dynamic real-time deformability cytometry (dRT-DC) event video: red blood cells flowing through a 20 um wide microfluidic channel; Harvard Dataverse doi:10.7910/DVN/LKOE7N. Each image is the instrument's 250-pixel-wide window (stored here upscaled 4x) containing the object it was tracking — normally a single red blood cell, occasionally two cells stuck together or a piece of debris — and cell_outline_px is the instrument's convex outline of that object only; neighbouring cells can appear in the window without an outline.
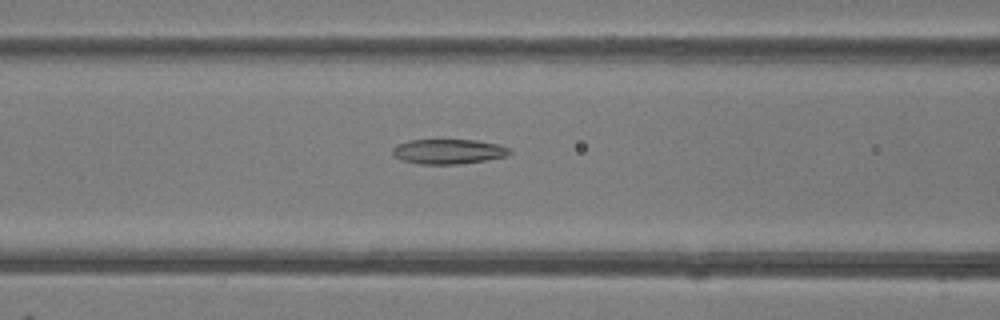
{"species": "common noctule bat (a hibernating species)", "species_latin": "Nyctalus noctula", "temperature_condition": "room temperature", "stored_images_in_passage": 35, "camera_frame_rate_fps": 3000, "um_per_image_px": 0.085, "animal": {"sex": "female"}, "frame": {"image": 1, "passage_image": 6, "time_ms": 1.667, "image_size_px": [1000, 320], "cell_outline_px": [[512, 152], [508, 156], [484, 160], [456, 164], [420, 164], [400, 160], [392, 152], [392, 148], [396, 144], [408, 140], [476, 140], [500, 144], [508, 148]], "centroid_in_image_um": [38.1, 12.87], "position_along_channel_um": 128.5, "area_um2": 16.99}}
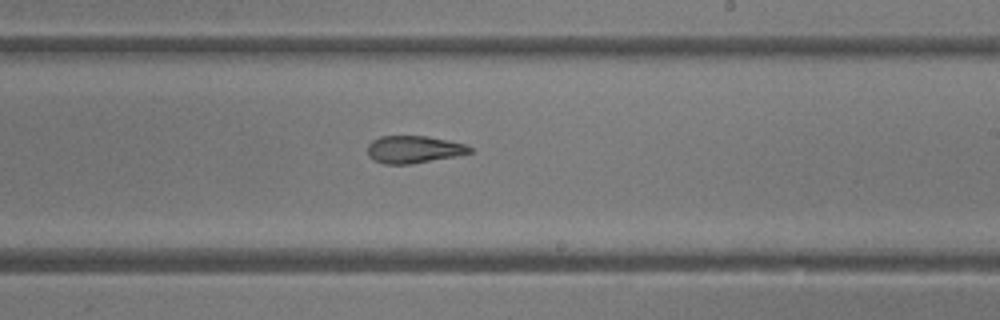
{"frame": {"image": 2, "passage_image": 15, "time_ms": 4.667, "image_size_px": [1000, 320], "cell_outline_px": [[472, 152], [456, 156], [412, 164], [384, 164], [372, 160], [368, 156], [368, 144], [372, 140], [380, 136], [428, 136], [448, 140], [464, 144], [472, 148]], "centroid_in_image_um": [35.14, 12.7], "position_along_channel_um": 253.9, "area_um2": 16.42}}
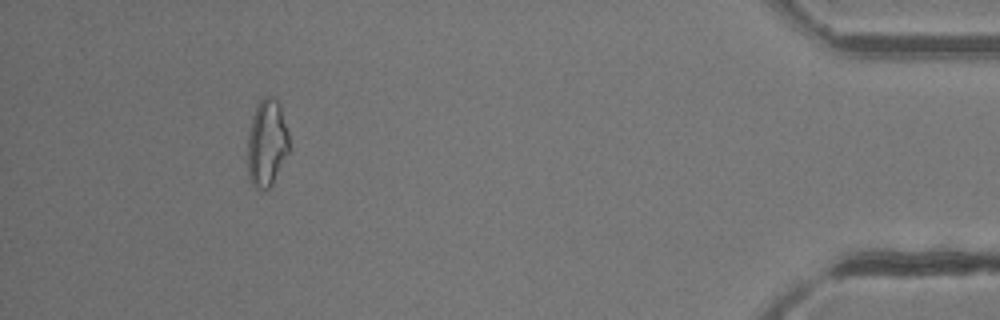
{"frame": {"image": 3, "passage_image": 31, "time_ms": 10.0, "image_size_px": [1000, 320], "cell_outline_px": [[288, 152], [272, 184], [264, 192], [256, 188], [252, 184], [248, 176], [248, 132], [252, 116], [260, 100], [264, 96], [268, 96], [276, 100], [280, 104], [288, 132]], "centroid_in_image_um": [22.66, 12.17], "position_along_channel_um": 412.5, "area_um2": 20.98}, "authors_computed_cell_mechanics": {"area_um2": 17.5134, "velocity_mm_per_s": 4.1767, "shape_relaxation_time_tau1_ms": 3.7713, "shape_relaxation_time_tau2_ms": 2.6406, "deformation_change_tau1": 0.1197, "deformation_change_tau2": 0.1163}}